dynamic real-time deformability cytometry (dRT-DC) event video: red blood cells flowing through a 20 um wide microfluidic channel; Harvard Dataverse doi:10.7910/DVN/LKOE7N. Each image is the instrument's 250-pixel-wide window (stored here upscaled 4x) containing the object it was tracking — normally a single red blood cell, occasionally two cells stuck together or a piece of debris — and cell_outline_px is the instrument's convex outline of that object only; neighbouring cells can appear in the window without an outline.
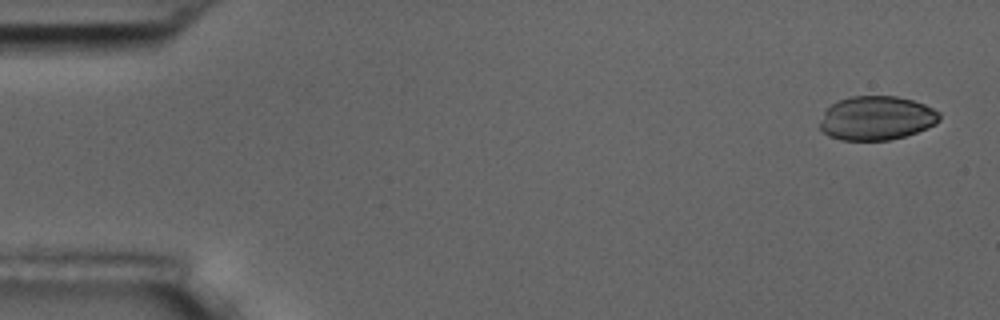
{"species": "common noctule bat (a hibernating species)", "species_latin": "Nyctalus noctula", "temperature_condition": "room temperature", "stored_images_in_passage": 5, "camera_frame_rate_fps": 3000, "um_per_image_px": 0.085, "animal": {"sex": "male", "body_mass_g": 17.5, "forearm_length_mm": 52.3}, "frame": {"image": 1, "passage_image": 1, "time_ms": 0.0, "image_size_px": [1000, 320], "cell_outline_px": [[940, 120], [936, 124], [928, 128], [904, 136], [888, 140], [840, 140], [828, 136], [820, 128], [820, 120], [824, 112], [832, 104], [848, 96], [896, 96], [912, 100], [924, 104], [940, 112]], "centroid_in_image_um": [74.51, 10.04], "position_along_channel_um": 10.5, "area_um2": 30.69}}
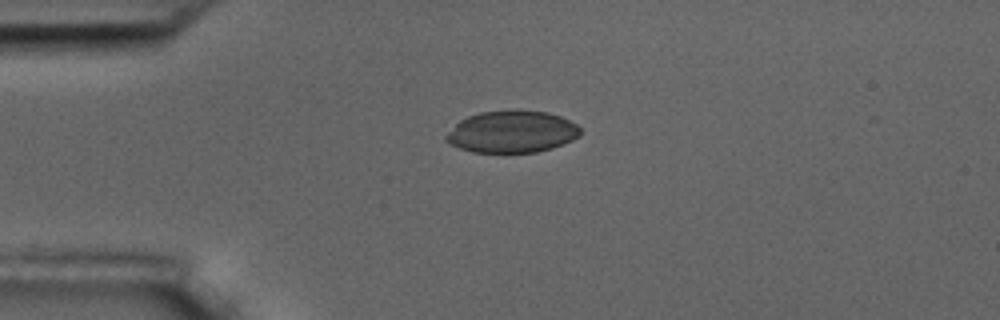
{"frame": {"image": 2, "passage_image": 4, "time_ms": 3.667, "image_size_px": [1000, 320], "cell_outline_px": [[580, 136], [572, 140], [552, 148], [536, 152], [472, 152], [460, 148], [444, 140], [444, 136], [460, 120], [468, 116], [480, 112], [512, 108], [520, 108], [548, 112], [560, 116], [576, 124], [580, 128]], "centroid_in_image_um": [43.52, 11.17], "position_along_channel_um": 41.5, "area_um2": 33.23}}